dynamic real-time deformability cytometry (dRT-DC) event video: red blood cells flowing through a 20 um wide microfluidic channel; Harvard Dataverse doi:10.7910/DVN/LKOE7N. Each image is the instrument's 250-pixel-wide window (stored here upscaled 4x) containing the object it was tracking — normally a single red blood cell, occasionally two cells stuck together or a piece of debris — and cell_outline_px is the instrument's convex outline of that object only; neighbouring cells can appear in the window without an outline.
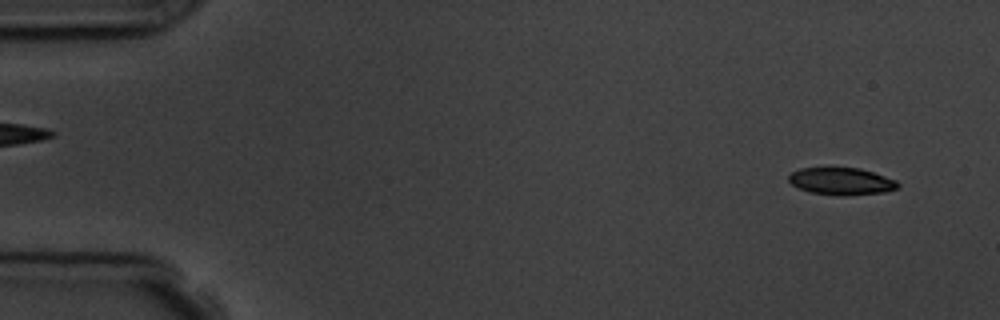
{"species": "common noctule bat (a hibernating species)", "species_latin": "Nyctalus noctula", "temperature_condition": "room temperature", "stored_images_in_passage": 6, "camera_frame_rate_fps": 3000, "um_per_image_px": 0.085, "animal": {"sex": "male", "body_mass_g": 19.5, "forearm_length_mm": 54.6}, "frame": {"image": 1, "passage_image": 2, "time_ms": 1.0, "image_size_px": [1000, 320], "cell_outline_px": [[900, 184], [896, 188], [884, 192], [844, 196], [812, 192], [796, 188], [788, 180], [788, 176], [792, 172], [800, 168], [860, 168], [896, 180]], "centroid_in_image_um": [71.49, 15.41], "position_along_channel_um": 13.5, "area_um2": 17.17}}
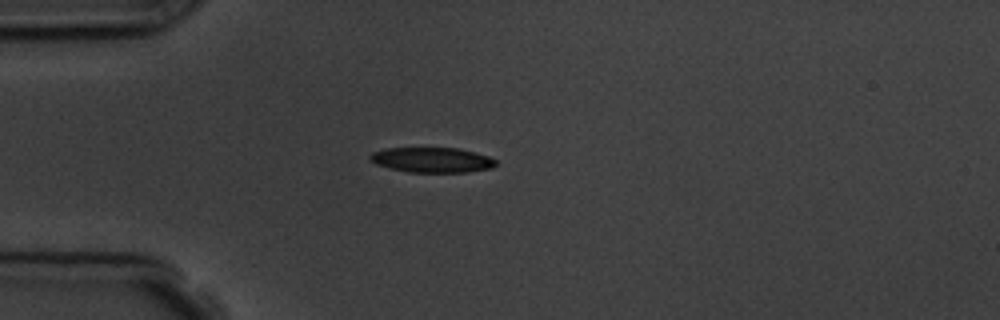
{"frame": {"image": 2, "passage_image": 5, "time_ms": 4.667, "image_size_px": [1000, 320], "cell_outline_px": [[496, 164], [492, 168], [468, 172], [408, 172], [376, 164], [368, 156], [372, 152], [384, 148], [460, 148], [476, 152], [488, 156], [496, 160]], "centroid_in_image_um": [36.74, 13.58], "position_along_channel_um": 48.3, "area_um2": 18.38}}